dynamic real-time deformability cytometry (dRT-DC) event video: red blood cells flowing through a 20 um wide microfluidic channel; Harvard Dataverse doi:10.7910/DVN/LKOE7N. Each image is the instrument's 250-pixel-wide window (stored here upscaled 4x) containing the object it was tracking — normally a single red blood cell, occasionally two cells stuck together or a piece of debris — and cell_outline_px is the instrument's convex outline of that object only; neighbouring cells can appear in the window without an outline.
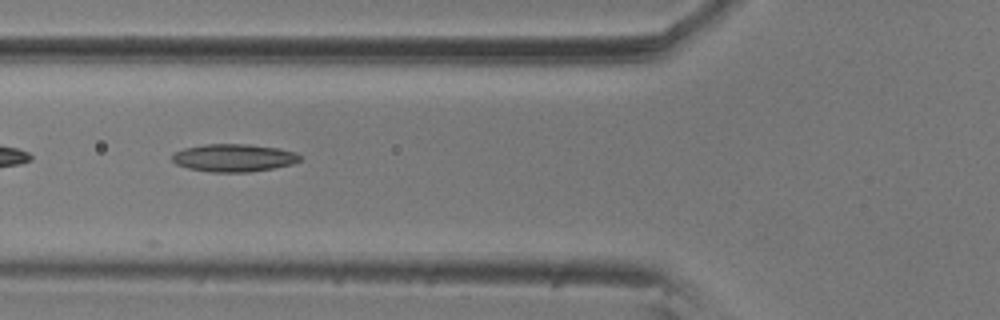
{"species": "common noctule bat (a hibernating species)", "species_latin": "Nyctalus noctula", "temperature_condition": "room temperature", "stored_images_in_passage": 9, "camera_frame_rate_fps": 3000, "um_per_image_px": 0.085, "animal": {"sex": "male", "body_mass_g": 20.5, "forearm_length_mm": 52.5}, "frame": {"image": 1, "passage_image": 4, "time_ms": 1.0, "image_size_px": [1000, 320], "cell_outline_px": [[300, 160], [292, 164], [272, 168], [248, 172], [212, 172], [188, 168], [176, 164], [172, 160], [172, 152], [184, 148], [204, 144], [248, 144], [280, 148], [296, 152], [300, 156]], "centroid_in_image_um": [19.85, 13.4], "position_along_channel_um": 106.0, "area_um2": 20.69}}
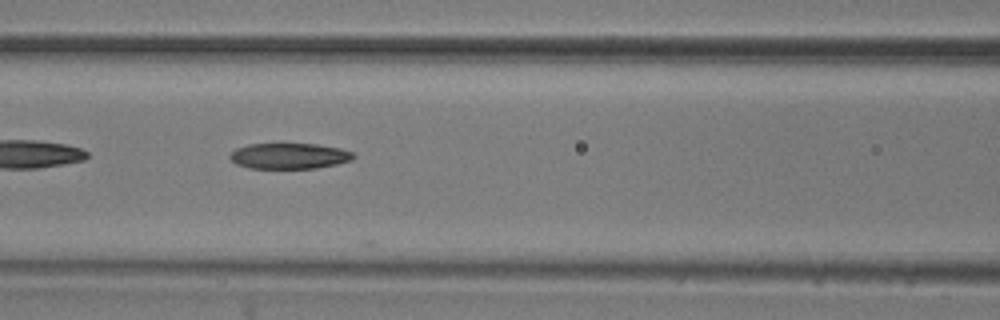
{"frame": {"image": 2, "passage_image": 7, "time_ms": 2.0, "image_size_px": [1000, 320], "cell_outline_px": [[356, 156], [352, 160], [336, 164], [316, 168], [248, 168], [236, 164], [228, 156], [236, 148], [248, 144], [316, 144], [340, 148], [352, 152]], "centroid_in_image_um": [24.58, 13.26], "position_along_channel_um": 142.0, "area_um2": 18.5}}